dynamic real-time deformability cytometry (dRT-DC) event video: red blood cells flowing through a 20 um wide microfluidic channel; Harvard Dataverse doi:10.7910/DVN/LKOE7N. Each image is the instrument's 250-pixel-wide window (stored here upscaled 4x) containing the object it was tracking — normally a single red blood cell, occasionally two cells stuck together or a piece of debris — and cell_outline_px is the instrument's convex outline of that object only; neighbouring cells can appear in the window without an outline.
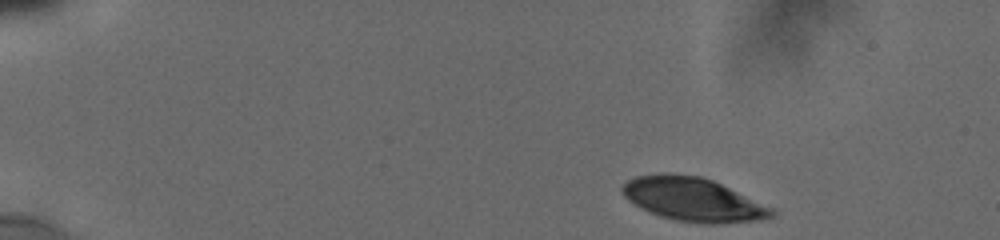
{"species": "human", "species_latin": "Homo sapiens", "temperature_condition": "cold", "stored_images_in_passage": 48, "camera_frame_rate_fps": 3000, "um_per_image_px": 0.085, "donor": {"sex": "male"}, "frame": {"image": 1, "passage_image": 1, "time_ms": 0.0, "image_size_px": [1000, 240], "cell_outline_px": [[776, 216], [764, 220], [720, 224], [704, 224], [676, 220], [660, 216], [640, 208], [628, 200], [624, 196], [620, 188], [628, 180], [636, 176], [700, 176], [712, 180], [776, 208]], "centroid_in_image_um": [59.03, 17.01], "position_along_channel_um": 26.0, "area_um2": 37.63}}
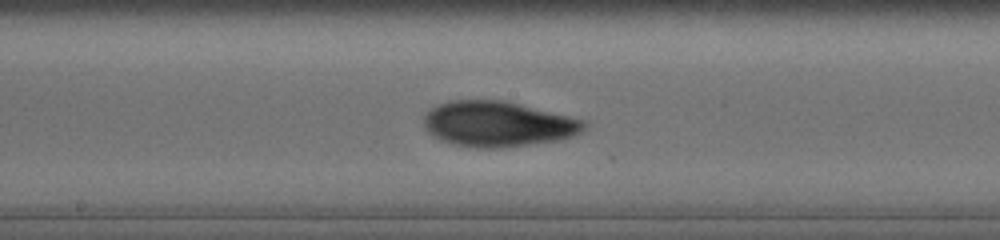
{"frame": {"image": 2, "passage_image": 21, "time_ms": 7.667, "image_size_px": [1000, 240], "cell_outline_px": [[588, 124], [576, 136], [560, 140], [504, 148], [476, 148], [456, 144], [440, 140], [432, 136], [424, 128], [424, 116], [432, 108], [448, 100], [500, 100], [568, 116], [584, 120]], "centroid_in_image_um": [42.31, 10.56], "position_along_channel_um": 205.9, "area_um2": 42.25}}
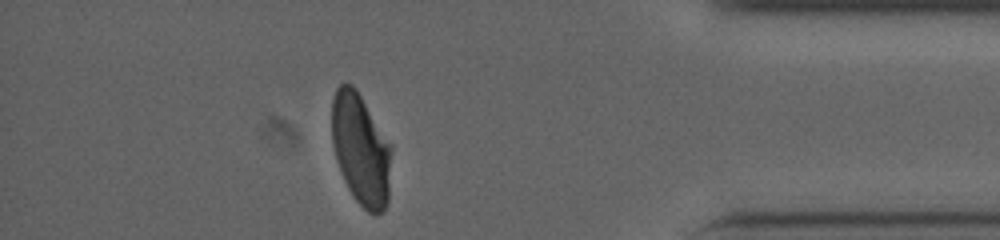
{"frame": {"image": 3, "passage_image": 43, "time_ms": 13.667, "image_size_px": [1000, 240], "cell_outline_px": [[392, 148], [388, 200], [384, 208], [376, 216], [368, 212], [356, 200], [348, 188], [344, 180], [336, 160], [332, 144], [332, 100], [336, 88], [340, 84], [352, 84], [356, 88], [392, 144]], "centroid_in_image_um": [30.68, 12.68], "position_along_channel_um": 404.5, "area_um2": 39.02}, "authors_computed_cell_mechanics": {"area_um2": 40.6334, "velocity_mm_per_s": 3.8108, "shape_relaxation_time_tau1_ms": 5.5709, "shape_relaxation_time_tau2_ms": 1.6624, "deformation_change_tau1": 0.1665, "deformation_change_tau2": 0.0632}}